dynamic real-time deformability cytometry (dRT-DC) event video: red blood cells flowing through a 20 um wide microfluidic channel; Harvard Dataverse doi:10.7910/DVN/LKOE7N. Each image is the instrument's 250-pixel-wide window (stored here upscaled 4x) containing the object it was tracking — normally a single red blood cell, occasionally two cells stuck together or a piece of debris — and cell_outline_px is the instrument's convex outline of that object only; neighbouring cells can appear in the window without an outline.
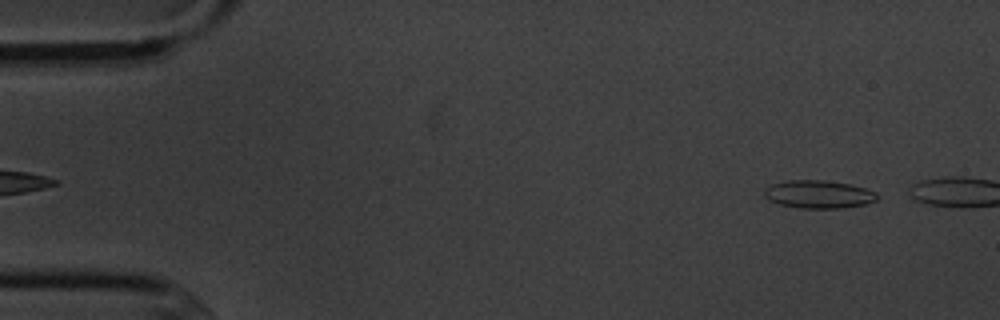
{"species": "common noctule bat (a hibernating species)", "species_latin": "Nyctalus noctula", "temperature_condition": "cold", "stored_images_in_passage": 6, "camera_frame_rate_fps": 3000, "um_per_image_px": 0.085, "animal": {"sex": "male", "body_mass_g": 20.1, "forearm_length_mm": 53.5}, "frame": {"image": 1, "passage_image": 6, "time_ms": 5.667, "image_size_px": [1000, 320], "cell_outline_px": [[876, 200], [864, 204], [840, 208], [800, 208], [780, 204], [768, 200], [764, 196], [764, 188], [772, 184], [788, 180], [824, 180], [848, 184], [864, 188], [876, 192]], "centroid_in_image_um": [69.53, 16.51], "position_along_channel_um": 15.5, "area_um2": 18.21}}